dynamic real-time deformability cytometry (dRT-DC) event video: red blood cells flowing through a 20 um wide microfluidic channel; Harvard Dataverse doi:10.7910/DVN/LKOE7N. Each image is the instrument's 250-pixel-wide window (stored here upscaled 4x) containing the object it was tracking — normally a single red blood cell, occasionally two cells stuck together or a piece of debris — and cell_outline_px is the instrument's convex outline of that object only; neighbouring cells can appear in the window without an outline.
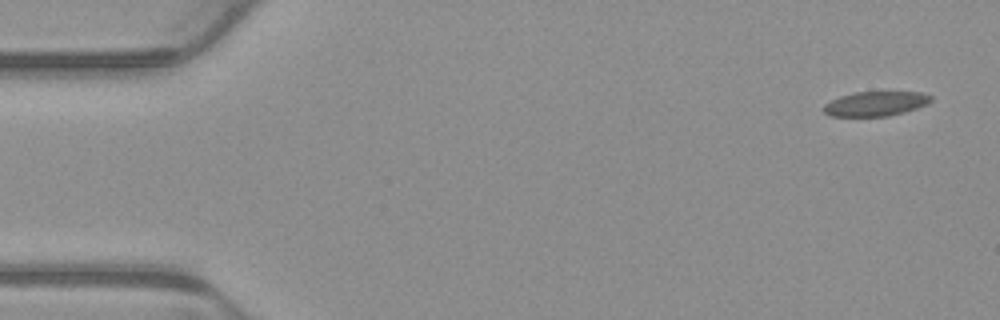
{"species": "common noctule bat (a hibernating species)", "species_latin": "Nyctalus noctula", "temperature_condition": "warm", "stored_images_in_passage": 4, "camera_frame_rate_fps": 3000, "um_per_image_px": 0.085, "animal": {"sex": "male", "body_mass_g": 23.1, "forearm_length_mm": 52.7}, "frame": {"image": 1, "passage_image": 1, "time_ms": 0.0, "image_size_px": [1000, 320], "cell_outline_px": [[932, 100], [928, 104], [904, 112], [888, 116], [832, 116], [824, 112], [824, 104], [840, 96], [852, 92], [920, 92], [932, 96]], "centroid_in_image_um": [74.44, 8.81], "position_along_channel_um": 10.6, "area_um2": 15.32}}
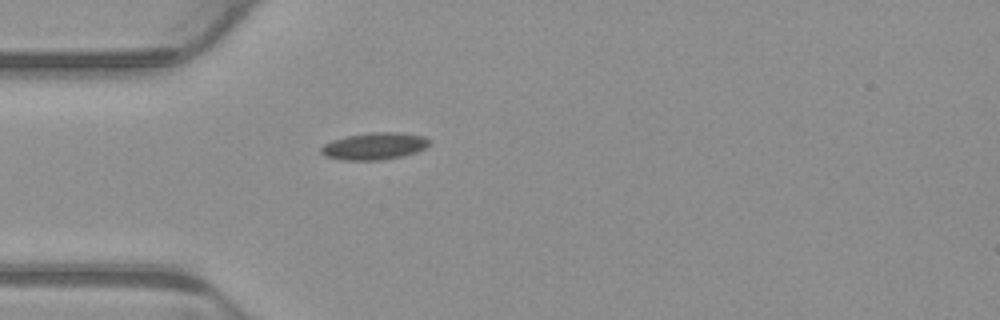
{"frame": {"image": 2, "passage_image": 4, "time_ms": 1.0, "image_size_px": [1000, 320], "cell_outline_px": [[432, 140], [424, 148], [416, 152], [400, 156], [380, 160], [344, 160], [324, 156], [320, 152], [320, 148], [324, 144], [332, 140], [348, 136], [372, 132], [400, 132], [424, 136]], "centroid_in_image_um": [31.81, 12.41], "position_along_channel_um": 53.2, "area_um2": 16.99}}